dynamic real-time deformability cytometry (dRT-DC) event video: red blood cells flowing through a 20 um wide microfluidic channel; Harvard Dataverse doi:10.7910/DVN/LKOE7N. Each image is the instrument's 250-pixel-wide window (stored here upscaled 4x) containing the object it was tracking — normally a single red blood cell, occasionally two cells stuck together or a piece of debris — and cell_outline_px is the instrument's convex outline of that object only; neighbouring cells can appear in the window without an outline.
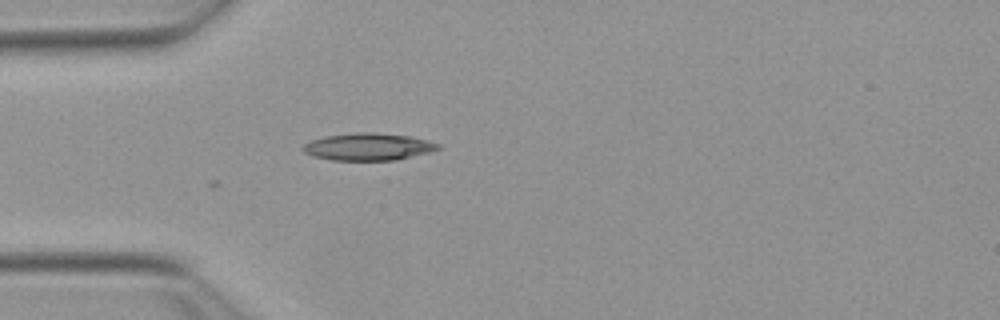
{"species": "Egyptian fruit bat (a non-hibernating species)", "species_latin": "Rousettus aegyptiacus", "temperature_condition": "warm", "stored_images_in_passage": 2, "camera_frame_rate_fps": 3000, "um_per_image_px": 0.085, "animal": {"sex": "female"}, "frame": {"image": 1, "passage_image": 2, "time_ms": 0.333, "image_size_px": [1000, 320], "cell_outline_px": [[440, 148], [432, 152], [396, 160], [332, 160], [312, 156], [304, 152], [300, 148], [304, 144], [312, 140], [324, 136], [356, 132], [372, 132], [412, 136], [428, 140], [440, 144]], "centroid_in_image_um": [31.31, 12.47], "position_along_channel_um": 53.7, "area_um2": 21.68}}